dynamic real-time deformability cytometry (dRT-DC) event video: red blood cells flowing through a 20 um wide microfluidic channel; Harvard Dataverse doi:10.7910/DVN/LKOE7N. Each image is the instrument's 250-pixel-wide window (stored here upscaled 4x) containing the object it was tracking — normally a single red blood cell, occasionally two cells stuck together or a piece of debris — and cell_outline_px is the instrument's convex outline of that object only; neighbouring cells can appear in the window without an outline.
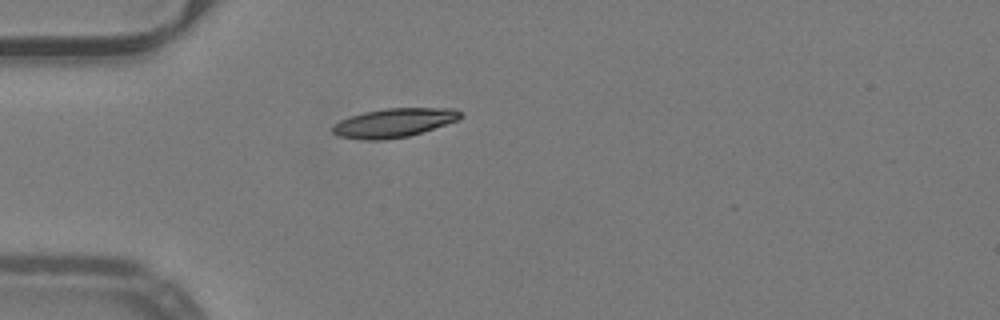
{"species": "common noctule bat (a hibernating species)", "species_latin": "Nyctalus noctula", "temperature_condition": "warm", "stored_images_in_passage": 32, "camera_frame_rate_fps": 3000, "um_per_image_px": 0.085, "animal": {"sex": "male", "body_mass_g": 19.2, "forearm_length_mm": 51.8}, "frame": {"image": 1, "passage_image": 1, "time_ms": 0.0, "image_size_px": [1000, 320], "cell_outline_px": [[464, 116], [456, 120], [408, 136], [384, 140], [364, 140], [336, 136], [332, 132], [332, 124], [340, 120], [364, 112], [384, 108], [456, 108], [464, 112]], "centroid_in_image_um": [33.46, 10.43], "position_along_channel_um": 51.5, "area_um2": 21.56}}
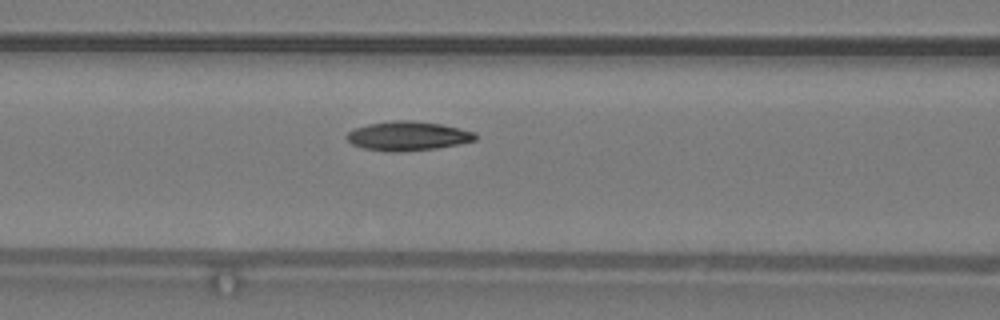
{"frame": {"image": 2, "passage_image": 8, "time_ms": 2.333, "image_size_px": [1000, 320], "cell_outline_px": [[476, 140], [436, 148], [396, 152], [364, 148], [352, 144], [344, 136], [352, 128], [368, 124], [396, 120], [412, 120], [440, 124], [460, 128], [476, 132]], "centroid_in_image_um": [34.64, 11.54], "position_along_channel_um": 132.0, "area_um2": 21.73}}
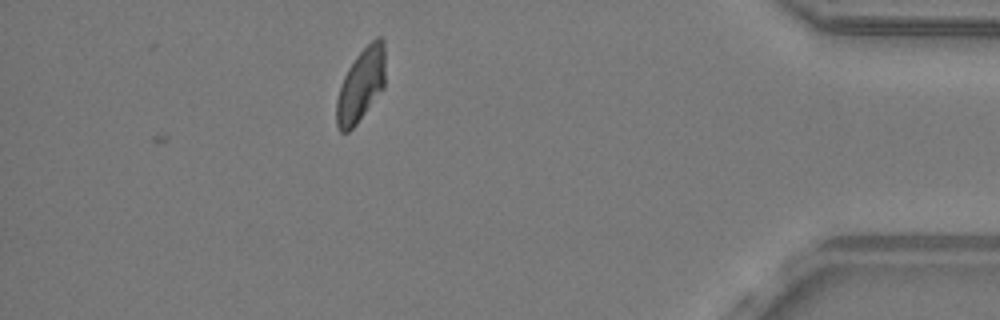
{"frame": {"image": 3, "passage_image": 32, "time_ms": 10.333, "image_size_px": [1000, 320], "cell_outline_px": [[384, 88], [356, 124], [348, 132], [340, 132], [336, 124], [336, 100], [340, 84], [348, 68], [356, 56], [376, 36], [380, 36], [384, 40]], "centroid_in_image_um": [30.66, 7.23], "position_along_channel_um": 404.5, "area_um2": 20.75}, "authors_computed_cell_mechanics": {"area_um2": 21.3282, "velocity_mm_per_s": 3.9801, "shape_relaxation_time_tau1_ms": 2.9093, "shape_relaxation_time_tau2_ms": 2.4977, "deformation_change_tau1": 0.1393, "deformation_change_tau2": 0.0629}}